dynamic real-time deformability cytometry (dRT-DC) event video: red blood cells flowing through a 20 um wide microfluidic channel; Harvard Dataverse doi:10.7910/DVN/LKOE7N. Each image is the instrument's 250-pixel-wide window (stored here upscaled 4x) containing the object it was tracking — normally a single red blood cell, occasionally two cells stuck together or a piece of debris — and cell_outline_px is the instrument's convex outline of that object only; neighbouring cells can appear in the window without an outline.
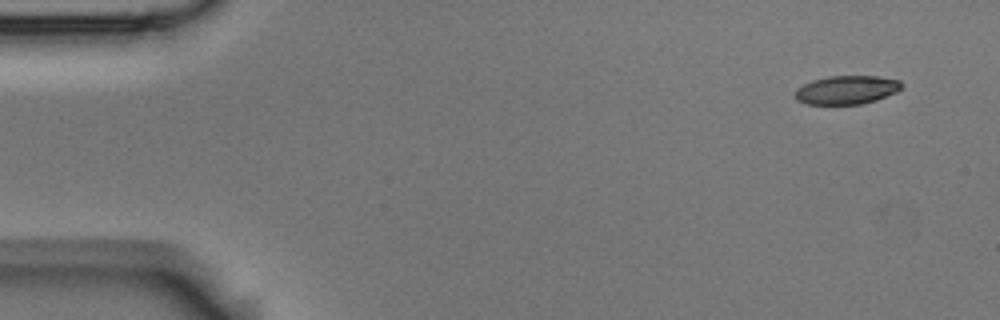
{"species": "Egyptian fruit bat (a non-hibernating species)", "species_latin": "Rousettus aegyptiacus", "temperature_condition": "room temperature", "stored_images_in_passage": 5, "camera_frame_rate_fps": 3000, "um_per_image_px": 0.085, "animal": {"sex": "male"}, "frame": {"image": 1, "passage_image": 1, "time_ms": 0.0, "image_size_px": [1000, 320], "cell_outline_px": [[904, 88], [896, 92], [876, 100], [860, 104], [808, 104], [796, 100], [796, 88], [812, 80], [828, 76], [876, 76], [900, 80], [904, 84]], "centroid_in_image_um": [72.0, 7.63], "position_along_channel_um": 13.0, "area_um2": 17.8}}
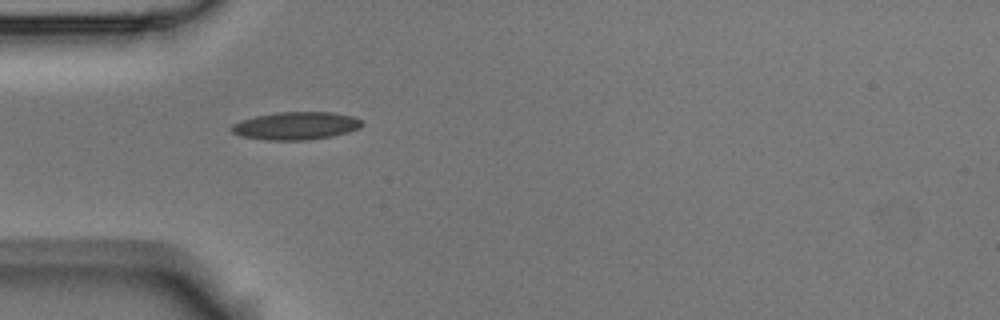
{"frame": {"image": 2, "passage_image": 4, "time_ms": 1.0, "image_size_px": [1000, 320], "cell_outline_px": [[364, 124], [360, 128], [348, 132], [332, 136], [308, 140], [268, 140], [240, 136], [232, 132], [228, 128], [232, 124], [256, 116], [280, 112], [332, 112], [352, 116], [360, 120]], "centroid_in_image_um": [25.16, 10.7], "position_along_channel_um": 59.8, "area_um2": 21.1}}
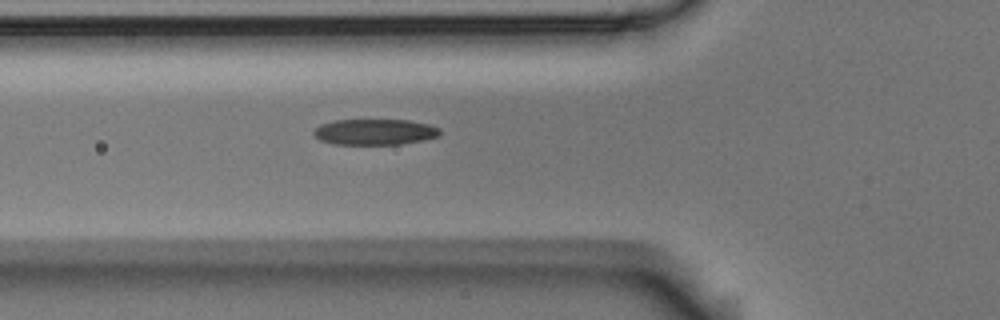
{"frame": {"image": 3, "passage_image": 5, "time_ms": 1.333, "image_size_px": [1000, 320], "cell_outline_px": [[440, 136], [424, 140], [400, 144], [336, 144], [320, 140], [312, 132], [320, 124], [336, 120], [408, 120], [428, 124], [440, 128]], "centroid_in_image_um": [31.88, 11.21], "position_along_channel_um": 93.9, "area_um2": 18.96}}